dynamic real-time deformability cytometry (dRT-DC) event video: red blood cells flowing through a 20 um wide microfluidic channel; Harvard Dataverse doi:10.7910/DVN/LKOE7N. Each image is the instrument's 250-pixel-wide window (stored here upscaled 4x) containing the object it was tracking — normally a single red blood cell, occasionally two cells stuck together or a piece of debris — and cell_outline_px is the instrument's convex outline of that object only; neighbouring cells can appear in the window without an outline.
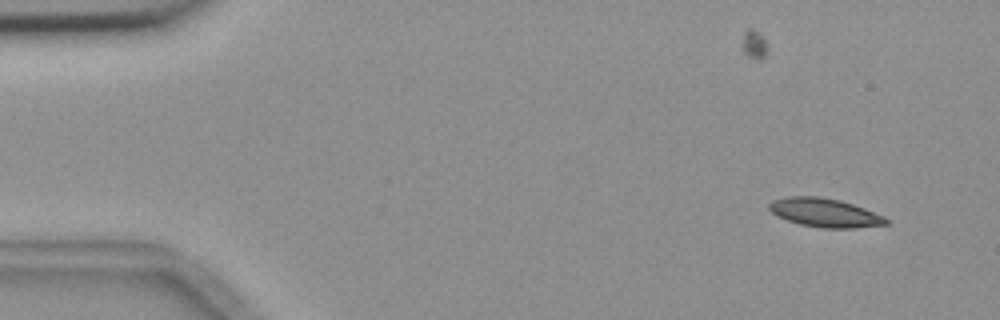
{"species": "common noctule bat (a hibernating species)", "species_latin": "Nyctalus noctula", "temperature_condition": "room temperature", "stored_images_in_passage": 7, "camera_frame_rate_fps": 3000, "um_per_image_px": 0.085, "animal": {"sex": "female", "body_mass_g": 18.4}, "frame": {"image": 1, "passage_image": 2, "time_ms": 1.333, "image_size_px": [1000, 320], "cell_outline_px": [[892, 220], [888, 224], [856, 228], [820, 228], [800, 224], [776, 216], [768, 208], [768, 204], [772, 200], [788, 196], [820, 196], [840, 200], [864, 208], [884, 216]], "centroid_in_image_um": [70.12, 18.08], "position_along_channel_um": 14.9, "area_um2": 19.77}}
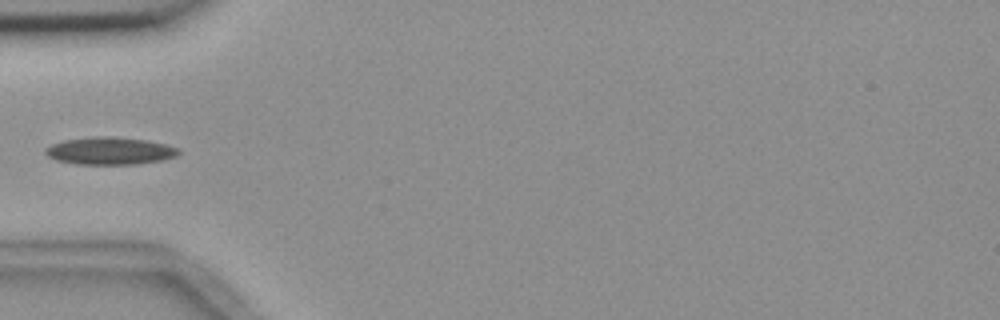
{"frame": {"image": 2, "passage_image": 6, "time_ms": 6.0, "image_size_px": [1000, 320], "cell_outline_px": [[180, 152], [176, 156], [160, 160], [136, 164], [76, 164], [56, 160], [48, 156], [44, 152], [44, 148], [52, 144], [64, 140], [92, 136], [112, 136], [144, 140], [164, 144], [180, 148]], "centroid_in_image_um": [9.3, 12.82], "position_along_channel_um": 75.7, "area_um2": 21.27}}